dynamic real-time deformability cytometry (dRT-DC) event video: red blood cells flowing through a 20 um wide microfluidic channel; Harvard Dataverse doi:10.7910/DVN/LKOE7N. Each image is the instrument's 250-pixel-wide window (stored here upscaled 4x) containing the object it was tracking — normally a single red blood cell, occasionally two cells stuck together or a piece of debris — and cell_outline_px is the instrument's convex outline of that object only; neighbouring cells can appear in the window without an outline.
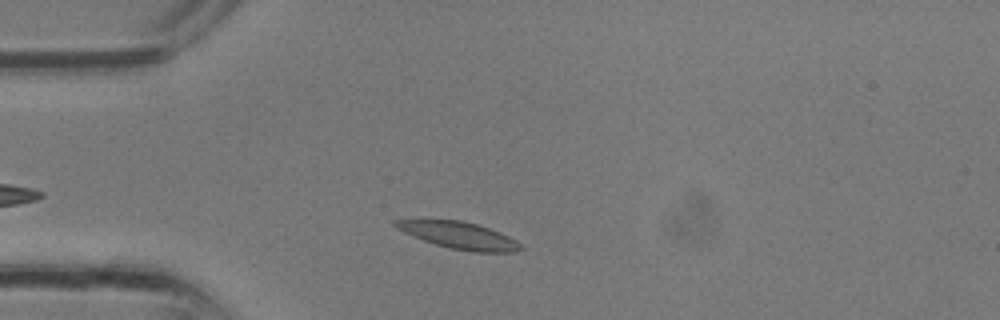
{"species": "common noctule bat (a hibernating species)", "species_latin": "Nyctalus noctula", "temperature_condition": "room temperature", "stored_images_in_passage": 23, "camera_frame_rate_fps": 3000, "um_per_image_px": 0.085, "animal": {"sex": "male", "body_mass_g": 13.3}, "frame": {"image": 1, "passage_image": 3, "time_ms": 0.667, "image_size_px": [1000, 320], "cell_outline_px": [[524, 248], [516, 252], [472, 252], [448, 248], [412, 236], [396, 228], [392, 224], [392, 220], [460, 220], [476, 224], [500, 232], [524, 244]], "centroid_in_image_um": [39.06, 20.02], "position_along_channel_um": 45.9, "area_um2": 19.65}}
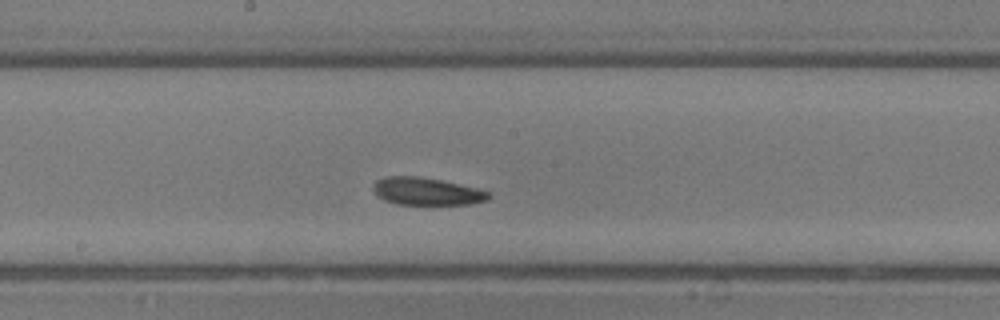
{"frame": {"image": 2, "passage_image": 12, "time_ms": 3.667, "image_size_px": [1000, 320], "cell_outline_px": [[492, 196], [488, 200], [472, 204], [396, 204], [384, 200], [376, 196], [372, 188], [376, 180], [388, 176], [416, 176], [440, 180], [476, 188], [492, 192]], "centroid_in_image_um": [36.27, 16.27], "position_along_channel_um": 211.9, "area_um2": 18.55}}
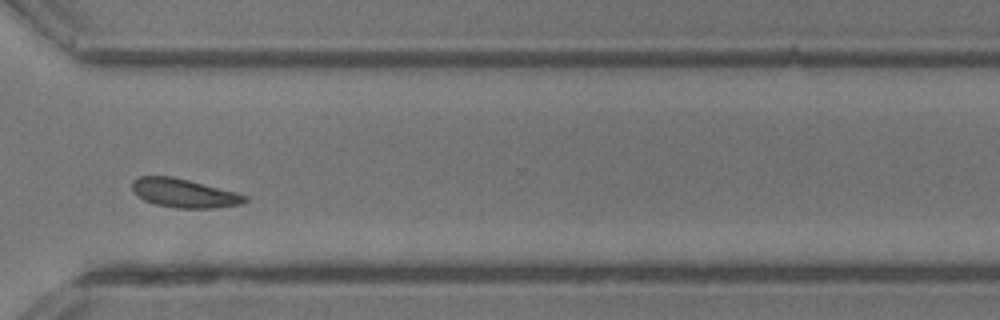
{"frame": {"image": 3, "passage_image": 19, "time_ms": 6.0, "image_size_px": [1000, 320], "cell_outline_px": [[248, 200], [240, 204], [212, 208], [176, 208], [156, 204], [144, 200], [132, 188], [132, 180], [140, 176], [172, 176], [236, 192], [248, 196]], "centroid_in_image_um": [15.66, 16.41], "position_along_channel_um": 354.9, "area_um2": 18.67}}